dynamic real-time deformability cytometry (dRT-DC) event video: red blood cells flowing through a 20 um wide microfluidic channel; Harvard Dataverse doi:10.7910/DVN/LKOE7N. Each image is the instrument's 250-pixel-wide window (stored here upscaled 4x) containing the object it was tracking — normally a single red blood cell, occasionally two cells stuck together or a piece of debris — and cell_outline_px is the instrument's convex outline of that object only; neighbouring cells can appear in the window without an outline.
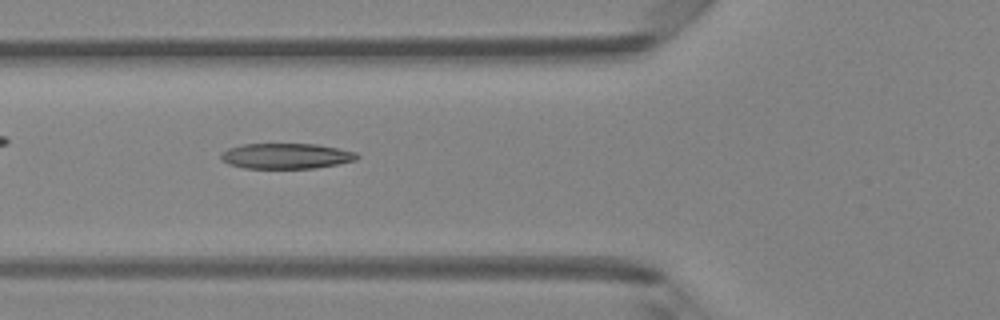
{"species": "Egyptian fruit bat (a non-hibernating species)", "species_latin": "Rousettus aegyptiacus", "temperature_condition": "room temperature", "stored_images_in_passage": 47, "camera_frame_rate_fps": 3000, "um_per_image_px": 0.085, "animal": {"sex": "female"}, "frame": {"image": 1, "passage_image": 17, "time_ms": 5.333, "image_size_px": [1000, 320], "cell_outline_px": [[360, 156], [356, 160], [336, 164], [312, 168], [244, 168], [228, 164], [220, 160], [220, 156], [228, 148], [244, 144], [316, 144], [356, 152]], "centroid_in_image_um": [24.3, 13.26], "position_along_channel_um": 101.5, "area_um2": 20.06}}
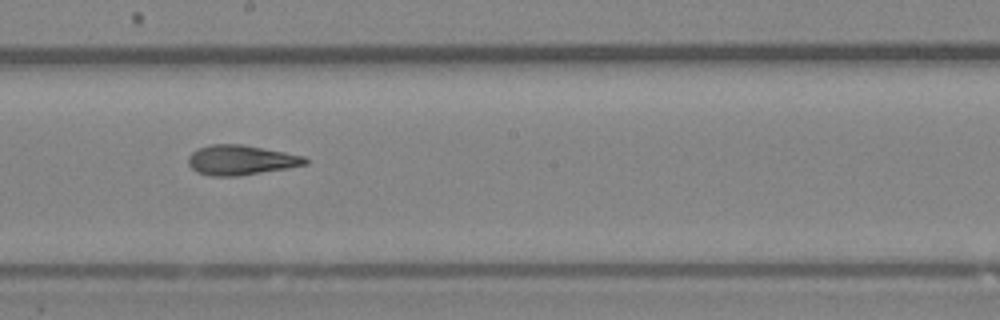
{"frame": {"image": 2, "passage_image": 26, "time_ms": 8.333, "image_size_px": [1000, 320], "cell_outline_px": [[308, 164], [288, 168], [240, 176], [212, 176], [196, 172], [188, 164], [188, 156], [192, 152], [200, 148], [212, 144], [240, 144], [284, 152], [304, 156], [308, 160]], "centroid_in_image_um": [20.47, 13.61], "position_along_channel_um": 227.7, "area_um2": 20.29}}
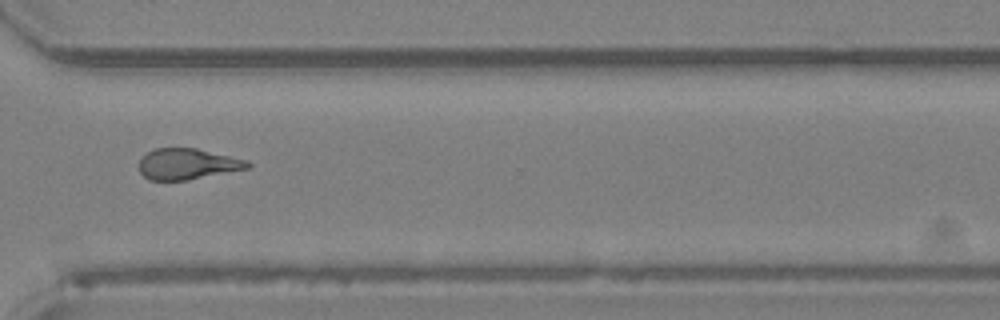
{"frame": {"image": 3, "passage_image": 35, "time_ms": 11.333, "image_size_px": [1000, 320], "cell_outline_px": [[252, 164], [248, 168], [188, 180], [148, 180], [140, 172], [140, 160], [148, 152], [156, 148], [196, 148], [248, 160]], "centroid_in_image_um": [15.95, 13.94], "position_along_channel_um": 354.7, "area_um2": 19.42}, "authors_computed_cell_mechanics": {"area_um2": 20.4612, "velocity_mm_per_s": 4.2123, "shape_relaxation_time_tau1_ms": 7.21, "shape_relaxation_time_tau2_ms": 2.1811, "deformation_change_tau1": 0.2282, "deformation_change_tau2": 0.1224}}